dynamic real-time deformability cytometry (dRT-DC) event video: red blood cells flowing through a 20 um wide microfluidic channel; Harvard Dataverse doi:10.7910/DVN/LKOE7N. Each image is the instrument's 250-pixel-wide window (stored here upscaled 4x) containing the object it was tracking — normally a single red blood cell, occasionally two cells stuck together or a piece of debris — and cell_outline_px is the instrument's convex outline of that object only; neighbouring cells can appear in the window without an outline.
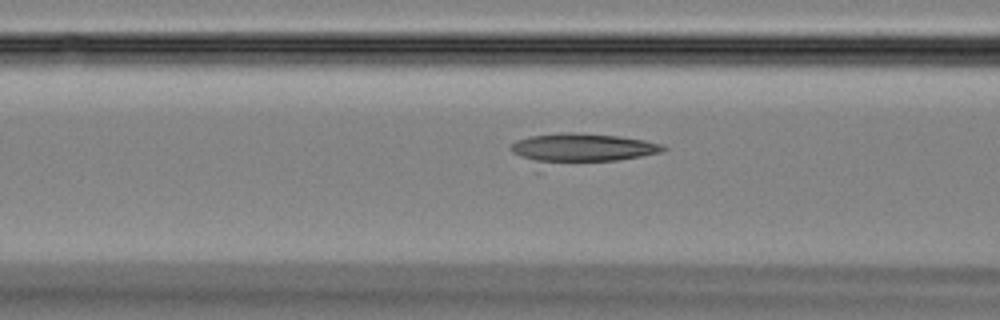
{"species": "Egyptian fruit bat (a non-hibernating species)", "species_latin": "Rousettus aegyptiacus", "temperature_condition": "room temperature", "stored_images_in_passage": 16, "camera_frame_rate_fps": 3000, "um_per_image_px": 0.085, "animal": {"sex": "female"}, "frame": {"image": 1, "passage_image": 14, "time_ms": 4.333, "image_size_px": [1000, 320], "cell_outline_px": [[668, 148], [664, 152], [616, 160], [540, 172], [536, 172], [512, 152], [508, 148], [516, 140], [528, 136], [560, 132], [572, 132], [616, 136], [644, 140], [660, 144]], "centroid_in_image_um": [49.16, 12.73], "position_along_channel_um": 117.4, "area_um2": 28.9}}